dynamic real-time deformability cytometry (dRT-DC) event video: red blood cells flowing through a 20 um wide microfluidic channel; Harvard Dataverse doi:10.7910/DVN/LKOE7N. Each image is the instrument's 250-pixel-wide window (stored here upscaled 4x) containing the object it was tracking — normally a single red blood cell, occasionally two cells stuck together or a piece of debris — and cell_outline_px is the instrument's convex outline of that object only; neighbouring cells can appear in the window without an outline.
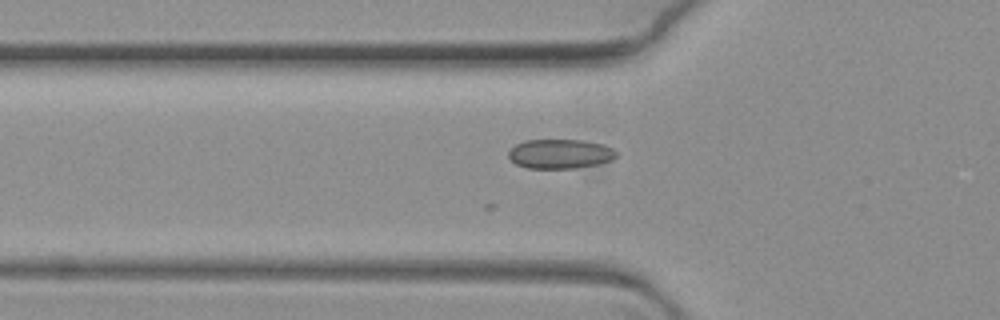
{"species": "common noctule bat (a hibernating species)", "species_latin": "Nyctalus noctula", "temperature_condition": "warm", "stored_images_in_passage": 3, "camera_frame_rate_fps": 3000, "um_per_image_px": 0.085, "animal": {"sex": "female", "body_mass_g": 19.3, "forearm_length_mm": 54.1}, "frame": {"image": 1, "passage_image": 2, "time_ms": 0.333, "image_size_px": [1000, 320], "cell_outline_px": [[616, 156], [612, 160], [600, 164], [576, 168], [528, 168], [516, 164], [508, 156], [508, 152], [516, 144], [524, 140], [580, 140], [604, 144], [612, 148], [616, 152]], "centroid_in_image_um": [47.62, 13.08], "position_along_channel_um": 78.2, "area_um2": 18.5}}
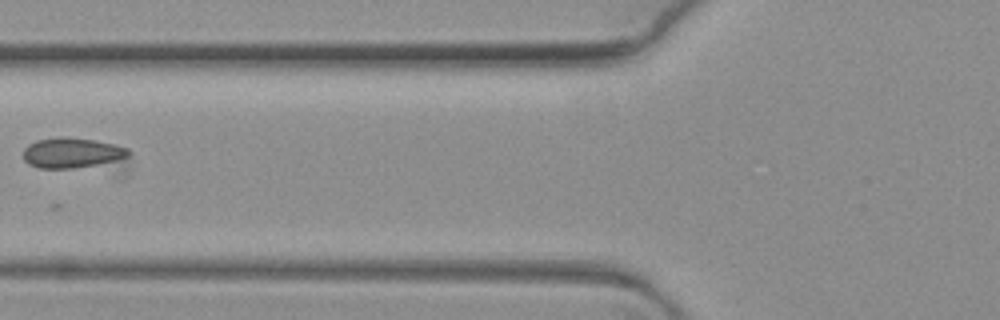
{"frame": {"image": 2, "passage_image": 3, "time_ms": 0.667, "image_size_px": [1000, 320], "cell_outline_px": [[132, 152], [128, 164], [116, 180], [40, 168], [28, 164], [24, 160], [24, 148], [28, 144], [36, 140], [92, 140], [112, 144], [128, 148]], "centroid_in_image_um": [6.7, 13.37], "position_along_channel_um": 119.1, "area_um2": 23.29}}